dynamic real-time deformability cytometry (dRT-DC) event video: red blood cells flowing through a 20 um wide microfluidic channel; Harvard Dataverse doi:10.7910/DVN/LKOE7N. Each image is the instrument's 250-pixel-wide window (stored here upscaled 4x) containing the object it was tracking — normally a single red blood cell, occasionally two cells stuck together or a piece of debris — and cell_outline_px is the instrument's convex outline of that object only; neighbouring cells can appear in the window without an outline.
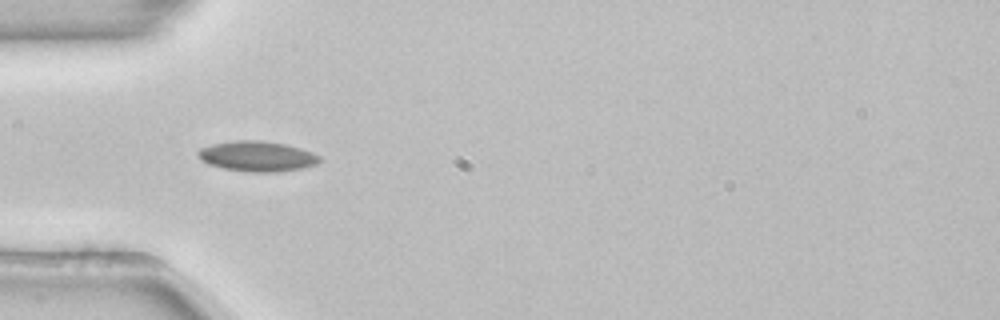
{"species": "common noctule bat (a hibernating species)", "species_latin": "Nyctalus noctula", "temperature_condition": "room temperature", "stored_images_in_passage": 43, "camera_frame_rate_fps": 3000, "um_per_image_px": 0.085, "animal": {"sex": "female", "body_mass_g": 22.7, "forearm_length_mm": 54.2}, "frame": {"image": 1, "passage_image": 7, "time_ms": 2.0, "image_size_px": [1000, 320], "cell_outline_px": [[320, 160], [316, 164], [300, 168], [276, 172], [252, 172], [224, 168], [208, 164], [200, 156], [200, 148], [212, 144], [236, 140], [260, 140], [284, 144], [300, 148], [312, 152], [320, 156]], "centroid_in_image_um": [21.89, 13.27], "position_along_channel_um": 63.1, "area_um2": 21.04}, "authors_computed_cell_mechanics": {"area_um2": 19.5364, "velocity_mm_per_s": 3.8757, "shape_relaxation_time_tau1_ms": null, "shape_relaxation_time_tau2_ms": 6.0726, "deformation_change_tau1": null, "deformation_change_tau2": 0.1161}}